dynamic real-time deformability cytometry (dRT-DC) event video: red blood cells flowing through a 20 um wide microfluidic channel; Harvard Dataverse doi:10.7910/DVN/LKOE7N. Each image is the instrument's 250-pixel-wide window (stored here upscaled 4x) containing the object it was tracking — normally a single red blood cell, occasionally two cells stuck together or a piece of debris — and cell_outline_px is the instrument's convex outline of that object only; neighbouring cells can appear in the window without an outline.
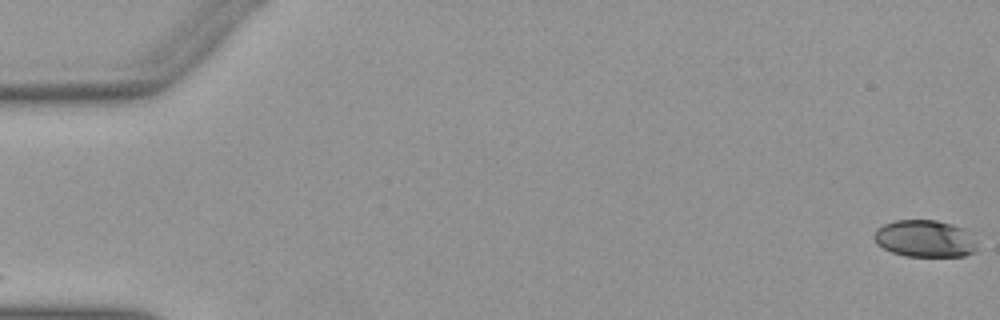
{"species": "Egyptian fruit bat (a non-hibernating species)", "species_latin": "Rousettus aegyptiacus", "temperature_condition": "warm", "stored_images_in_passage": 53, "camera_frame_rate_fps": 3000, "um_per_image_px": 0.085, "animal": {"sex": "female"}, "frame": {"image": 1, "passage_image": 1, "time_ms": 0.0, "image_size_px": [1000, 320], "cell_outline_px": [[976, 252], [964, 256], [904, 256], [892, 252], [876, 244], [872, 236], [876, 228], [884, 224], [896, 220], [936, 220], [952, 224], [964, 228], [976, 244]], "centroid_in_image_um": [78.57, 20.28], "position_along_channel_um": 6.4, "area_um2": 22.31}}
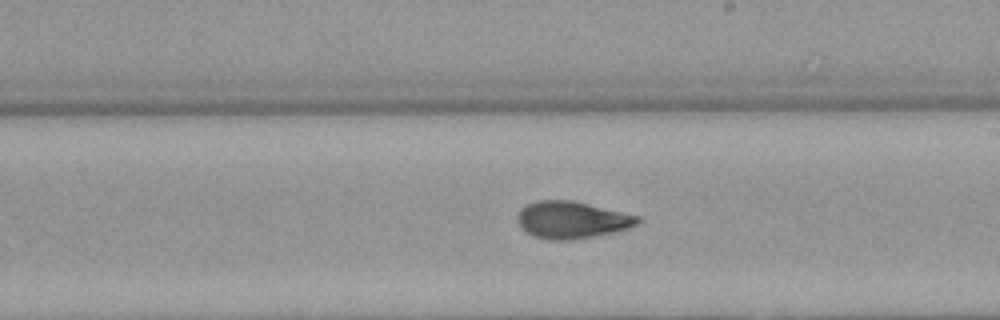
{"frame": {"image": 2, "passage_image": 31, "time_ms": 10.0, "image_size_px": [1000, 320], "cell_outline_px": [[640, 220], [636, 224], [628, 228], [616, 232], [572, 240], [552, 240], [532, 236], [520, 228], [516, 220], [516, 216], [520, 208], [536, 200], [572, 200], [640, 216]], "centroid_in_image_um": [48.56, 18.69], "position_along_channel_um": 240.4, "area_um2": 26.18}}
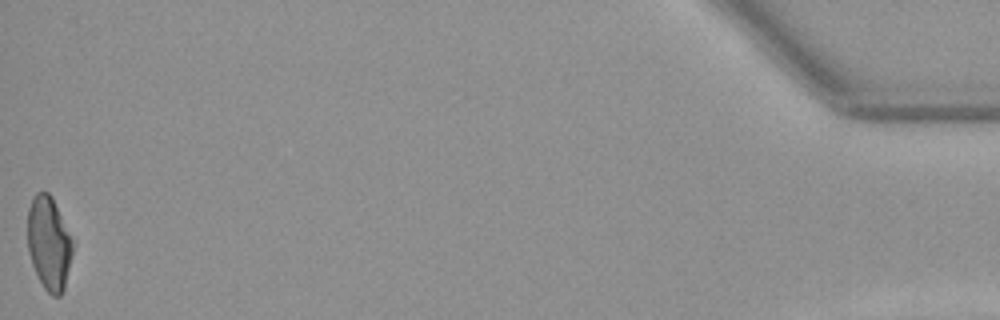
{"frame": {"image": 3, "passage_image": 53, "time_ms": 17.333, "image_size_px": [1000, 320], "cell_outline_px": [[72, 252], [64, 288], [60, 296], [52, 296], [44, 288], [32, 264], [28, 252], [28, 208], [36, 192], [48, 192], [52, 196], [72, 240]], "centroid_in_image_um": [4.14, 20.67], "position_along_channel_um": 431.1, "area_um2": 24.1}, "authors_computed_cell_mechanics": {"area_um2": 25.0274, "velocity_mm_per_s": 3.9394, "shape_relaxation_time_tau1_ms": 4.4191, "shape_relaxation_time_tau2_ms": 2.5384, "deformation_change_tau1": 0.1818, "deformation_change_tau2": 0.0933}}